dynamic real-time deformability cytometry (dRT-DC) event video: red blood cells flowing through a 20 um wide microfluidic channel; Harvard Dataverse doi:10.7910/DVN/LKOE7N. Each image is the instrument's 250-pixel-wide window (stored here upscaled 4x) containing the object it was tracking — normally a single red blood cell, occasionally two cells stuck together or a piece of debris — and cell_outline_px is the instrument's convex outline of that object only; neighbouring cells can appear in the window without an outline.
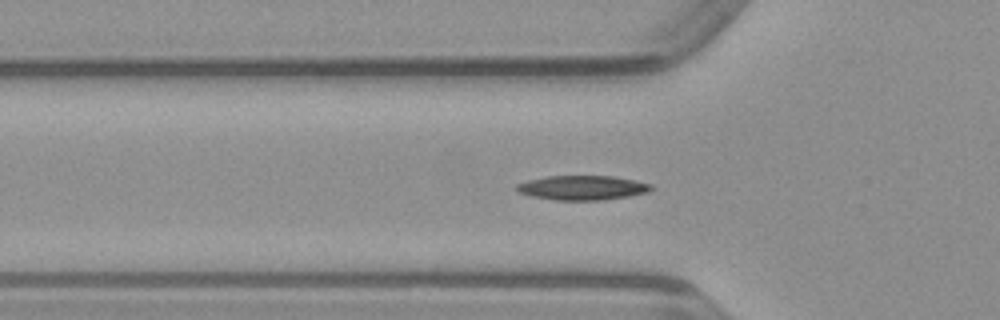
{"species": "common noctule bat (a hibernating species)", "species_latin": "Nyctalus noctula", "temperature_condition": "warm", "stored_images_in_passage": 32, "camera_frame_rate_fps": 3000, "um_per_image_px": 0.085, "animal": {"sex": "male", "body_mass_g": 23.1, "forearm_length_mm": 52.7}, "frame": {"image": 1, "passage_image": 4, "time_ms": 1.0, "image_size_px": [1000, 320], "cell_outline_px": [[656, 188], [648, 192], [628, 196], [604, 200], [552, 200], [532, 196], [516, 192], [516, 184], [528, 180], [548, 176], [612, 176], [652, 184]], "centroid_in_image_um": [49.5, 15.96], "position_along_channel_um": 76.3, "area_um2": 19.25}}
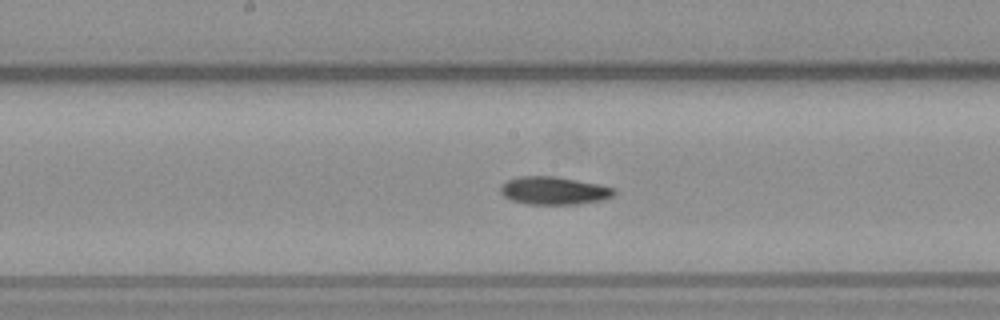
{"frame": {"image": 2, "passage_image": 13, "time_ms": 4.0, "image_size_px": [1000, 320], "cell_outline_px": [[616, 192], [612, 196], [604, 200], [576, 204], [528, 204], [512, 200], [504, 196], [500, 192], [500, 184], [516, 176], [556, 176], [616, 188]], "centroid_in_image_um": [47.06, 16.2], "position_along_channel_um": 201.1, "area_um2": 18.5}}
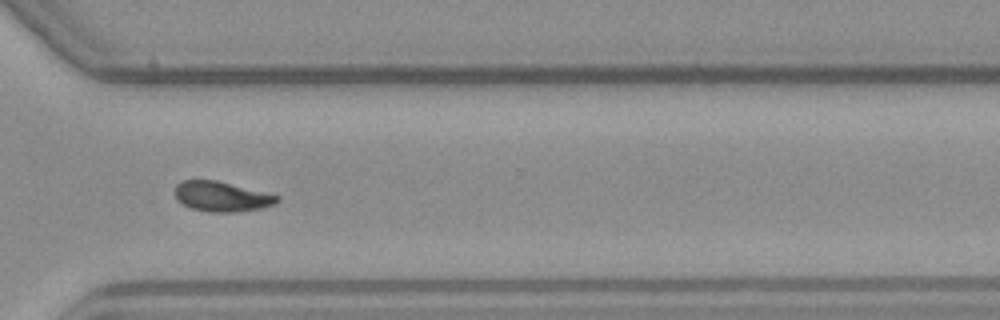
{"frame": {"image": 3, "passage_image": 24, "time_ms": 7.667, "image_size_px": [1000, 320], "cell_outline_px": [[280, 200], [276, 204], [264, 208], [236, 212], [208, 212], [192, 208], [176, 200], [176, 184], [180, 180], [216, 180], [280, 196]], "centroid_in_image_um": [18.86, 16.71], "position_along_channel_um": 351.7, "area_um2": 17.92}}